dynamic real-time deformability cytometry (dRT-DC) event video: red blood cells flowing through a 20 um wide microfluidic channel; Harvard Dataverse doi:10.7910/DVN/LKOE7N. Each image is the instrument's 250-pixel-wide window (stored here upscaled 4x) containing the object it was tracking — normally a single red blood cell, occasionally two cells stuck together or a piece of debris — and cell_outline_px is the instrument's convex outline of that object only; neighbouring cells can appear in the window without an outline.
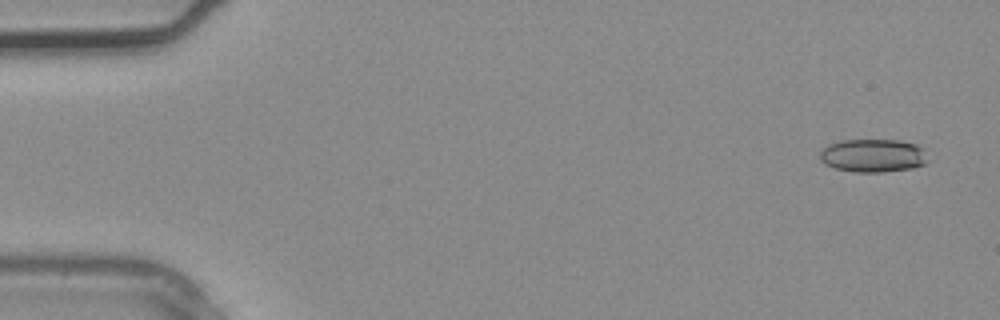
{"species": "common noctule bat (a hibernating species)", "species_latin": "Nyctalus noctula", "temperature_condition": "warm", "stored_images_in_passage": 3, "camera_frame_rate_fps": 3000, "um_per_image_px": 0.085, "animal": {"sex": "male", "body_mass_g": 20.4}, "frame": {"image": 1, "passage_image": 1, "time_ms": 0.0, "image_size_px": [1000, 320], "cell_outline_px": [[928, 160], [924, 164], [912, 168], [884, 172], [856, 172], [836, 168], [820, 160], [820, 152], [828, 144], [840, 140], [896, 140], [916, 144], [924, 148]], "centroid_in_image_um": [74.23, 13.22], "position_along_channel_um": 10.8, "area_um2": 20.87}}
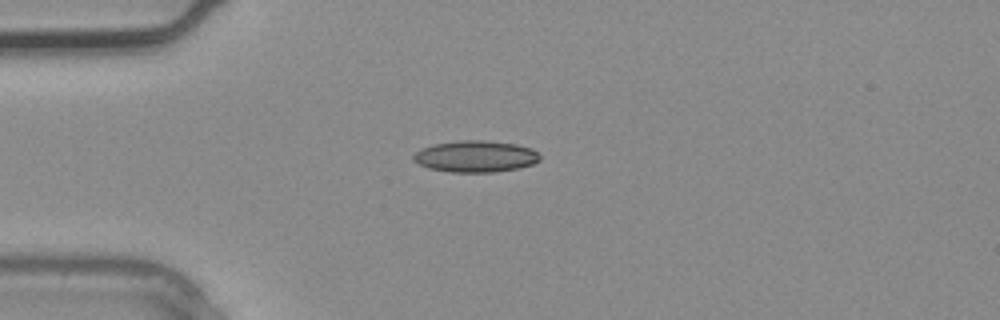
{"frame": {"image": 2, "passage_image": 3, "time_ms": 0.667, "image_size_px": [1000, 320], "cell_outline_px": [[540, 160], [532, 164], [520, 168], [492, 172], [452, 172], [428, 168], [412, 160], [412, 156], [420, 148], [432, 144], [460, 140], [488, 140], [516, 144], [532, 148], [540, 156]], "centroid_in_image_um": [40.41, 13.28], "position_along_channel_um": 44.6, "area_um2": 23.41}}